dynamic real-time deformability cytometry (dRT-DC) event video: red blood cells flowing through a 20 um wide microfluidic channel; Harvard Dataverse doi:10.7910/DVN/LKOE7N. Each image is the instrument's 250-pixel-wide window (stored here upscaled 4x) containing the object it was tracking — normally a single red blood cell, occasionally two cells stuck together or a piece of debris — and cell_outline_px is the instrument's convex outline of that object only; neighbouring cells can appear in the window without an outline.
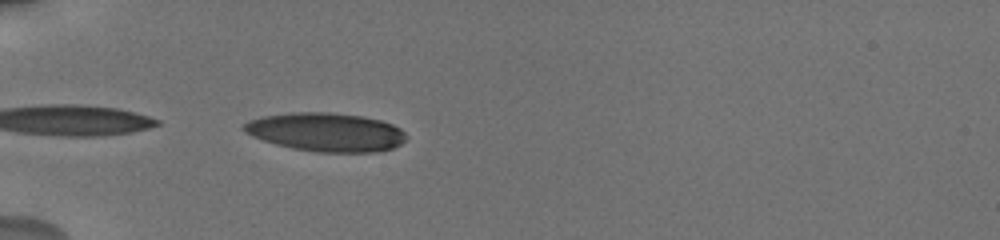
{"species": "human", "species_latin": "Homo sapiens", "temperature_condition": "cold", "stored_images_in_passage": 12, "camera_frame_rate_fps": 3000, "um_per_image_px": 0.085, "donor": {"sex": "male"}, "frame": {"image": 1, "passage_image": 1, "time_ms": 0.0, "image_size_px": [1000, 240], "cell_outline_px": [[408, 140], [392, 148], [376, 152], [316, 152], [292, 148], [276, 144], [252, 136], [244, 132], [240, 128], [248, 120], [264, 116], [292, 112], [328, 112], [364, 116], [380, 120], [392, 124], [400, 128], [408, 136]], "centroid_in_image_um": [27.72, 11.23], "position_along_channel_um": 57.3, "area_um2": 36.76}}
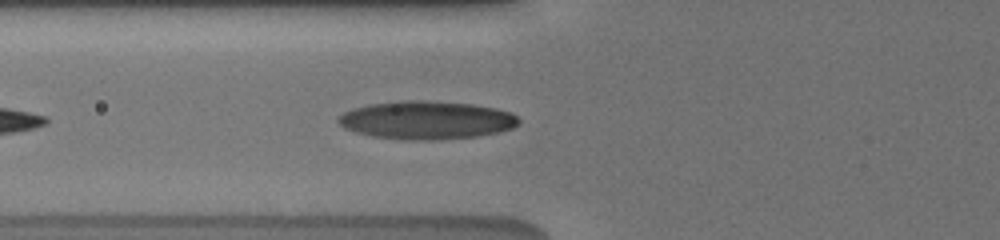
{"frame": {"image": 2, "passage_image": 5, "time_ms": 1.333, "image_size_px": [1000, 240], "cell_outline_px": [[520, 124], [512, 128], [496, 132], [476, 136], [432, 140], [408, 140], [372, 136], [356, 132], [344, 128], [336, 120], [344, 112], [352, 108], [368, 104], [400, 100], [424, 100], [472, 104], [496, 108], [512, 112], [520, 120]], "centroid_in_image_um": [36.24, 10.2], "position_along_channel_um": 89.6, "area_um2": 40.23}}